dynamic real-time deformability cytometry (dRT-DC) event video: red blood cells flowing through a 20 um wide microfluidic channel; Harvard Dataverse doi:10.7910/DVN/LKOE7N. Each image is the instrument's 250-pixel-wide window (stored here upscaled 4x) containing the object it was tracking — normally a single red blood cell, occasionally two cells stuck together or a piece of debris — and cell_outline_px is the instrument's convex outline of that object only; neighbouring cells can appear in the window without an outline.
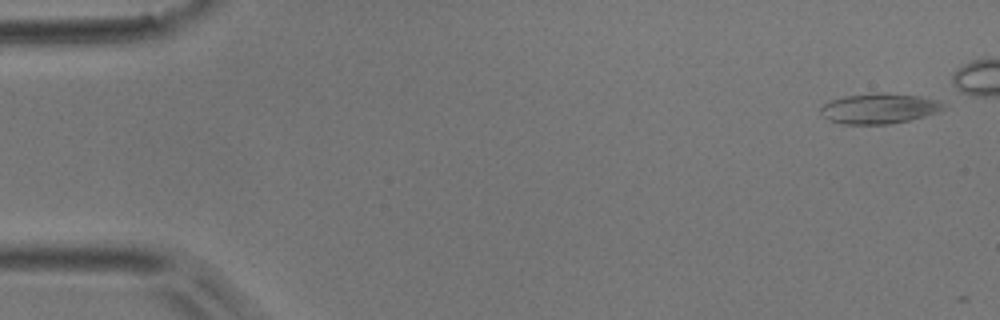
{"species": "common noctule bat (a hibernating species)", "species_latin": "Nyctalus noctula", "temperature_condition": "room temperature", "stored_images_in_passage": 7, "camera_frame_rate_fps": 3000, "um_per_image_px": 0.085, "animal": {"sex": "male", "body_mass_g": 17.9}, "frame": {"image": 1, "passage_image": 1, "time_ms": 0.0, "image_size_px": [1000, 320], "cell_outline_px": [[948, 108], [940, 112], [908, 120], [888, 124], [840, 124], [824, 116], [820, 112], [820, 108], [824, 104], [832, 100], [844, 96], [876, 92], [884, 92], [920, 96], [940, 100]], "centroid_in_image_um": [74.79, 9.21], "position_along_channel_um": 10.2, "area_um2": 21.85}}